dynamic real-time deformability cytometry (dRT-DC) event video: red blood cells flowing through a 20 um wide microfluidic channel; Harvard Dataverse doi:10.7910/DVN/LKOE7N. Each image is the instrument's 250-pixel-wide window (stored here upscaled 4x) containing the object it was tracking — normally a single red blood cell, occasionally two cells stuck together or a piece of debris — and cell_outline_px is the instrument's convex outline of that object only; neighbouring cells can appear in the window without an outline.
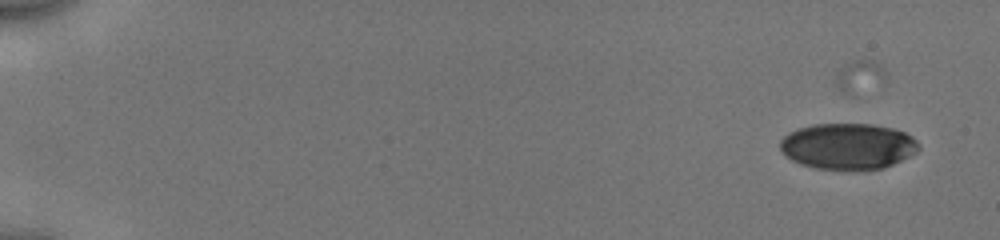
{"species": "human", "species_latin": "Homo sapiens", "temperature_condition": "cold", "stored_images_in_passage": 13, "camera_frame_rate_fps": 3000, "um_per_image_px": 0.085, "donor": {"sex": "male"}, "frame": {"image": 1, "passage_image": 1, "time_ms": 0.0, "image_size_px": [1000, 240], "cell_outline_px": [[920, 148], [916, 152], [884, 168], [864, 172], [852, 172], [816, 168], [800, 164], [784, 156], [780, 148], [780, 140], [788, 132], [800, 128], [816, 124], [872, 124], [892, 128], [904, 132], [912, 136], [920, 144]], "centroid_in_image_um": [72.07, 12.47], "position_along_channel_um": 12.9, "area_um2": 37.92}}